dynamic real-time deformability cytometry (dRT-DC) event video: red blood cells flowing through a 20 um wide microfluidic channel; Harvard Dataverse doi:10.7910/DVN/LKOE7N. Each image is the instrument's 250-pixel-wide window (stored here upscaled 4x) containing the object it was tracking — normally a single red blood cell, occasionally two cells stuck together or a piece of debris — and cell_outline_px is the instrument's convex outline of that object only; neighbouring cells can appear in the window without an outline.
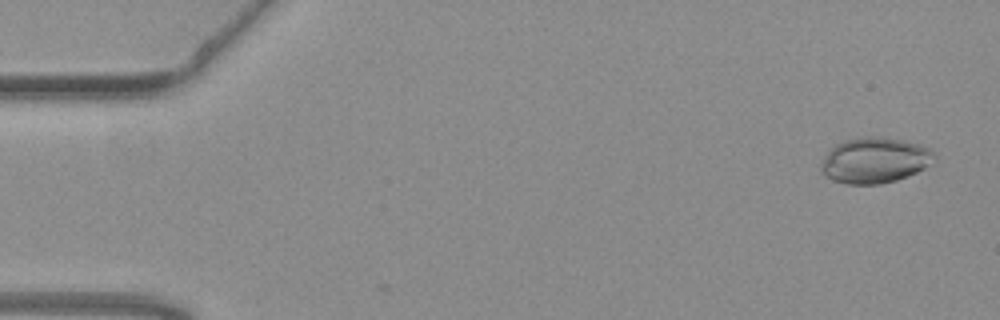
{"species": "common noctule bat (a hibernating species)", "species_latin": "Nyctalus noctula", "temperature_condition": "warm", "stored_images_in_passage": 6, "camera_frame_rate_fps": 3000, "um_per_image_px": 0.085, "animal": {"sex": "female", "body_mass_g": 19.3, "forearm_length_mm": 54.1}, "frame": {"image": 1, "passage_image": 3, "time_ms": 0.667, "image_size_px": [1000, 320], "cell_outline_px": [[936, 156], [924, 168], [908, 176], [896, 180], [880, 184], [848, 184], [832, 180], [820, 172], [820, 164], [828, 152], [836, 144], [844, 140], [864, 136], [872, 136], [900, 140], [920, 144], [928, 148]], "centroid_in_image_um": [74.31, 13.63], "position_along_channel_um": 10.7, "area_um2": 29.88}}